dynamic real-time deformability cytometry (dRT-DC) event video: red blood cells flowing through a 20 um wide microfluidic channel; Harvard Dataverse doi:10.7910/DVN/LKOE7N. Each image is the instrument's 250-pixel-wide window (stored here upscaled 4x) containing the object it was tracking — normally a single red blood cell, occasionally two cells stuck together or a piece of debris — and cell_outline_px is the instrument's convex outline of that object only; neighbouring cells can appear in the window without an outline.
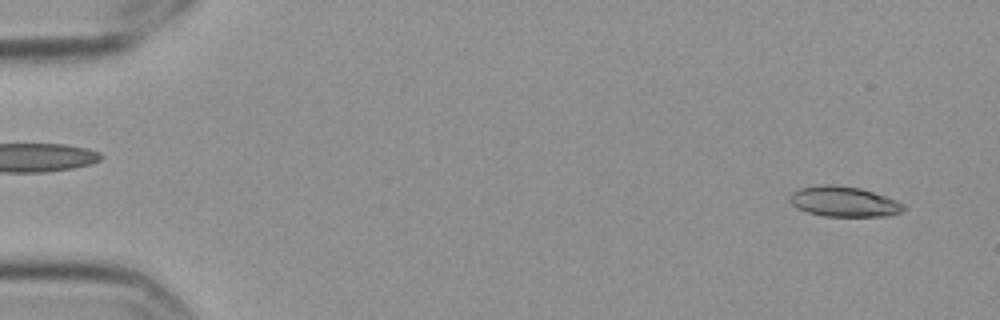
{"species": "Egyptian fruit bat (a non-hibernating species)", "species_latin": "Rousettus aegyptiacus", "temperature_condition": "cold", "stored_images_in_passage": 6, "segment_of_instrument_passage": [1, 2], "camera_frame_rate_fps": 3000, "um_per_image_px": 0.085, "frame": {"image": 1, "passage_image": 1, "time_ms": 0.0, "image_size_px": [1000, 320], "cell_outline_px": [[908, 208], [904, 212], [888, 216], [824, 216], [808, 212], [792, 204], [792, 192], [800, 188], [820, 184], [832, 184], [860, 188], [896, 200], [904, 204]], "centroid_in_image_um": [71.81, 17.14], "position_along_channel_um": 13.2, "area_um2": 19.94}}